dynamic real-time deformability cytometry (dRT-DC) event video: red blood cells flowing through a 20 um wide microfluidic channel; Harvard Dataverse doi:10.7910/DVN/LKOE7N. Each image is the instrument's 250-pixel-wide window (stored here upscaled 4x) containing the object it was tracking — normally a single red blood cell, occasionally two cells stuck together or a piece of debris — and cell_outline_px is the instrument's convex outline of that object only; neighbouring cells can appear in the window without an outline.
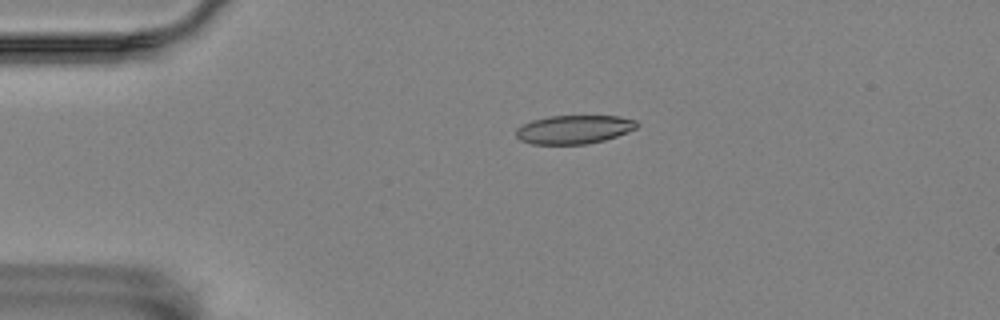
{"species": "Egyptian fruit bat (a non-hibernating species)", "species_latin": "Rousettus aegyptiacus", "temperature_condition": "room temperature", "stored_images_in_passage": 46, "camera_frame_rate_fps": 3000, "um_per_image_px": 0.085, "animal": {"sex": "female"}, "frame": {"image": 1, "passage_image": 2, "time_ms": 0.333, "image_size_px": [1000, 320], "cell_outline_px": [[640, 124], [636, 128], [616, 136], [604, 140], [584, 144], [532, 144], [520, 140], [516, 136], [516, 128], [532, 120], [548, 116], [620, 116], [636, 120]], "centroid_in_image_um": [48.79, 11.0], "position_along_channel_um": 36.2, "area_um2": 20.11}}
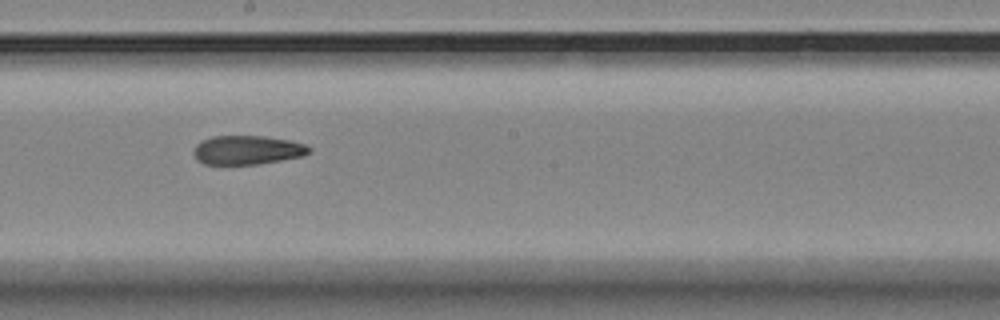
{"frame": {"image": 2, "passage_image": 21, "time_ms": 6.667, "image_size_px": [1000, 320], "cell_outline_px": [[312, 148], [304, 156], [256, 164], [204, 164], [196, 160], [192, 152], [196, 144], [212, 136], [264, 136], [288, 140], [304, 144]], "centroid_in_image_um": [20.99, 12.75], "position_along_channel_um": 227.2, "area_um2": 19.42}}
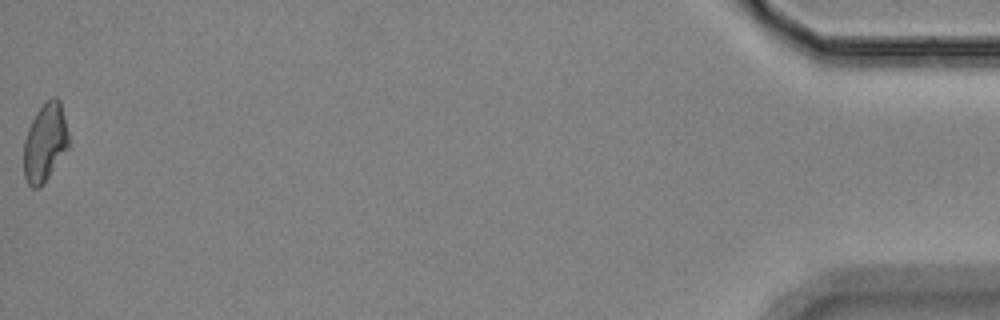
{"frame": {"image": 3, "passage_image": 46, "time_ms": 15.0, "image_size_px": [1000, 320], "cell_outline_px": [[68, 148], [48, 176], [36, 188], [32, 188], [28, 184], [24, 176], [24, 140], [28, 128], [36, 112], [52, 96], [56, 96], [60, 100], [68, 132]], "centroid_in_image_um": [3.82, 12.08], "position_along_channel_um": 431.4, "area_um2": 20.06}, "authors_computed_cell_mechanics": {"area_um2": 20.3745, "velocity_mm_per_s": 3.5738, "shape_relaxation_time_tau1_ms": null, "shape_relaxation_time_tau2_ms": 3.5919, "deformation_change_tau1": null, "deformation_change_tau2": 0.1024}}